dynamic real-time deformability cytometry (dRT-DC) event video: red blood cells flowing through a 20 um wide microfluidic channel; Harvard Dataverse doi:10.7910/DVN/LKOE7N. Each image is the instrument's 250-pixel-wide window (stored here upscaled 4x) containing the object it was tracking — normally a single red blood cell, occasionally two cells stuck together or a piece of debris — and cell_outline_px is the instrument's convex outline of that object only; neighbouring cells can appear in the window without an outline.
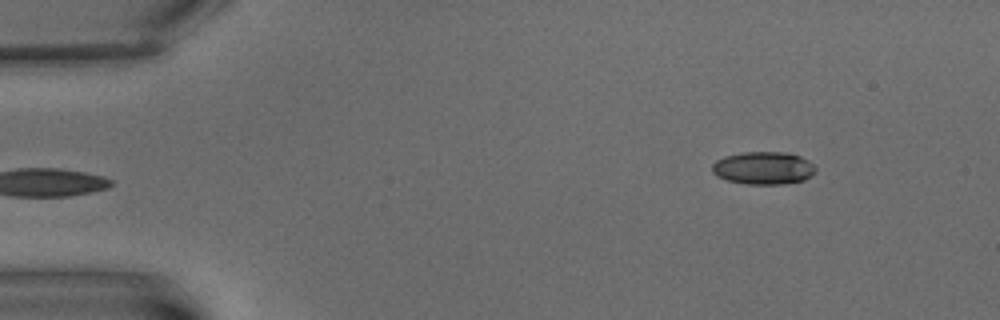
{"species": "common noctule bat (a hibernating species)", "species_latin": "Nyctalus noctula", "temperature_condition": "warm", "stored_images_in_passage": 6, "segment_of_instrument_passage": [2, 2], "camera_frame_rate_fps": 3000, "um_per_image_px": 0.085, "animal": {"sex": "male", "body_mass_g": 15.6}, "frame": {"image": 1, "passage_image": 6, "time_ms": 7.667, "image_size_px": [1000, 320], "cell_outline_px": [[816, 172], [812, 176], [804, 180], [780, 184], [744, 184], [728, 180], [716, 176], [712, 172], [712, 164], [716, 160], [724, 156], [744, 152], [784, 152], [800, 156], [808, 160], [816, 168]], "centroid_in_image_um": [64.89, 14.28], "position_along_channel_um": 20.1, "area_um2": 19.83}}